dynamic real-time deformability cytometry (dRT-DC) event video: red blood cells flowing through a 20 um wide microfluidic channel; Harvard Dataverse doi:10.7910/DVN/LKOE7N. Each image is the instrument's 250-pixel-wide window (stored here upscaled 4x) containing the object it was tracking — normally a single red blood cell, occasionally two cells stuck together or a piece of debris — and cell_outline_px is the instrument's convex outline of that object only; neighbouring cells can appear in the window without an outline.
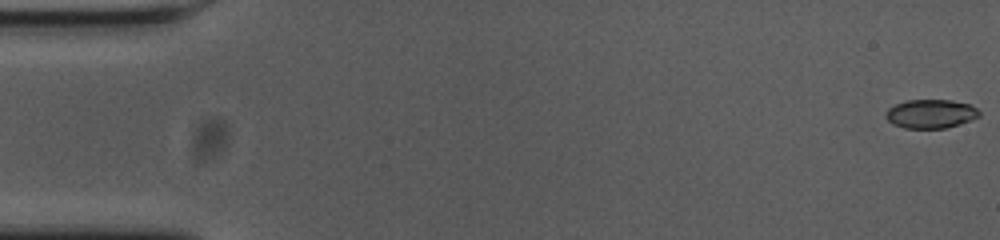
{"species": "common noctule bat (a hibernating species)", "species_latin": "Nyctalus noctula", "temperature_condition": "cold", "stored_images_in_passage": 56, "camera_frame_rate_fps": 3000, "um_per_image_px": 0.085, "animal": {"sex": "female", "body_mass_g": 23.0, "forearm_length_mm": 53.4}, "frame": {"image": 1, "passage_image": 1, "time_ms": 0.0, "image_size_px": [1000, 240], "cell_outline_px": [[980, 116], [972, 120], [948, 128], [904, 128], [892, 124], [884, 116], [888, 108], [896, 104], [908, 100], [952, 100], [968, 104], [976, 108], [980, 112]], "centroid_in_image_um": [79.11, 9.68], "position_along_channel_um": 5.9, "area_um2": 15.78}}
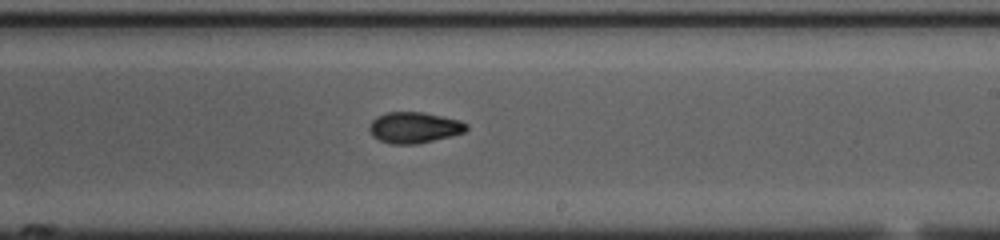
{"frame": {"image": 2, "passage_image": 33, "time_ms": 10.667, "image_size_px": [1000, 240], "cell_outline_px": [[468, 128], [464, 132], [416, 144], [392, 144], [380, 140], [372, 136], [368, 128], [368, 124], [376, 116], [388, 112], [424, 112], [460, 120], [468, 124]], "centroid_in_image_um": [35.17, 10.83], "position_along_channel_um": 253.8, "area_um2": 17.51}}
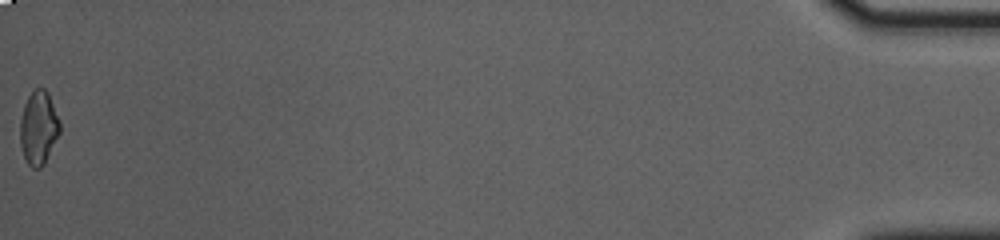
{"frame": {"image": 3, "passage_image": 56, "time_ms": 18.333, "image_size_px": [1000, 240], "cell_outline_px": [[60, 132], [44, 164], [40, 168], [32, 168], [28, 164], [24, 156], [20, 144], [20, 120], [24, 104], [32, 88], [44, 88], [48, 92], [60, 120]], "centroid_in_image_um": [3.27, 10.83], "position_along_channel_um": 431.9, "area_um2": 17.17}, "authors_computed_cell_mechanics": {"area_um2": 16.8776, "velocity_mm_per_s": 3.6886, "shape_relaxation_time_tau1_ms": 10.0172, "shape_relaxation_time_tau2_ms": 5.7509, "deformation_change_tau1": 0.1903, "deformation_change_tau2": 0.1}}